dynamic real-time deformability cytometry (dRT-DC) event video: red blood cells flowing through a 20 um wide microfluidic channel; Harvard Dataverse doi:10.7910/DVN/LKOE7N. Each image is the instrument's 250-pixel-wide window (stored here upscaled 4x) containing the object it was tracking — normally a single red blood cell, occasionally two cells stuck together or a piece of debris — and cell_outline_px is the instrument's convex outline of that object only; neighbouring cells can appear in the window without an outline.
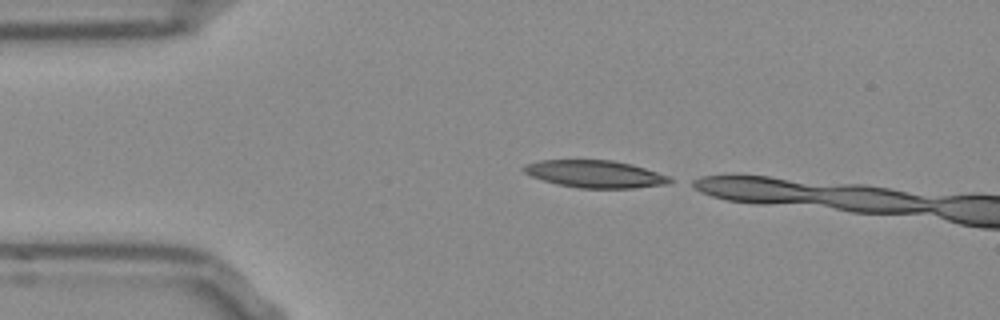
{"species": "Egyptian fruit bat (a non-hibernating species)", "species_latin": "Rousettus aegyptiacus", "temperature_condition": "room temperature", "stored_images_in_passage": 6, "camera_frame_rate_fps": 3000, "um_per_image_px": 0.085, "frame": {"image": 1, "passage_image": 1, "time_ms": 0.0, "image_size_px": [1000, 320], "cell_outline_px": [[676, 180], [668, 184], [632, 188], [580, 188], [556, 184], [532, 176], [524, 172], [520, 168], [524, 164], [540, 160], [612, 160], [632, 164], [668, 176]], "centroid_in_image_um": [50.57, 14.79], "position_along_channel_um": 34.4, "area_um2": 23.29}}